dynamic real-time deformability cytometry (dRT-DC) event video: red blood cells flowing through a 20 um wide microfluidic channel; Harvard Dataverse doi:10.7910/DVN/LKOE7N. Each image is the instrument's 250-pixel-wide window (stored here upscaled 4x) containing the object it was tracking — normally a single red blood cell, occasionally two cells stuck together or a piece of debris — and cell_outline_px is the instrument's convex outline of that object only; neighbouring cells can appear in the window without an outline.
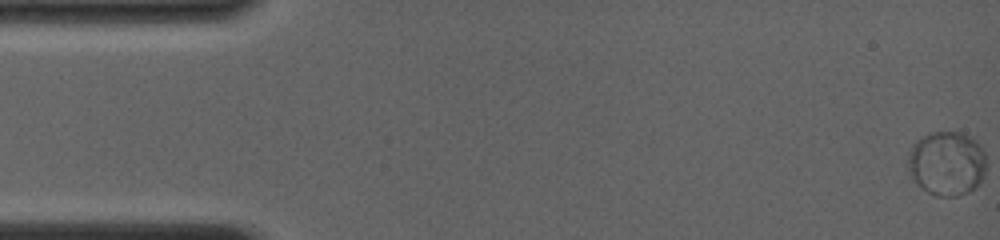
{"species": "common noctule bat (a hibernating species)", "species_latin": "Nyctalus noctula", "temperature_condition": "room temperature", "stored_images_in_passage": 28, "camera_frame_rate_fps": 4000, "um_per_image_px": 0.085, "animal": {"sex": "female", "body_mass_g": 19.0, "forearm_length_mm": 56.7}, "frame": {"image": 1, "passage_image": 1, "time_ms": 0.0, "image_size_px": [1000, 240], "cell_outline_px": [[984, 176], [980, 184], [968, 192], [960, 196], [936, 196], [920, 188], [912, 180], [908, 160], [908, 156], [912, 144], [916, 140], [928, 132], [960, 132], [968, 136], [980, 144], [984, 152]], "centroid_in_image_um": [80.46, 13.9], "position_along_channel_um": 4.5, "area_um2": 29.54}}
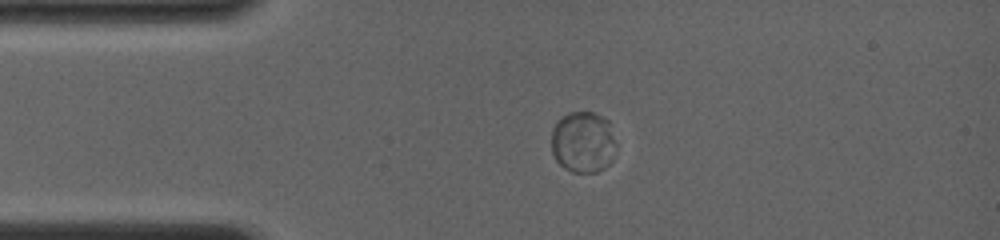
{"frame": {"image": 2, "passage_image": 15, "time_ms": 3.5, "image_size_px": [1000, 240], "cell_outline_px": [[616, 144], [612, 160], [604, 168], [596, 172], [572, 172], [564, 168], [556, 160], [552, 152], [552, 128], [556, 120], [568, 112], [592, 112], [608, 120]], "centroid_in_image_um": [49.54, 12.07], "position_along_channel_um": 35.5, "area_um2": 23.24}}
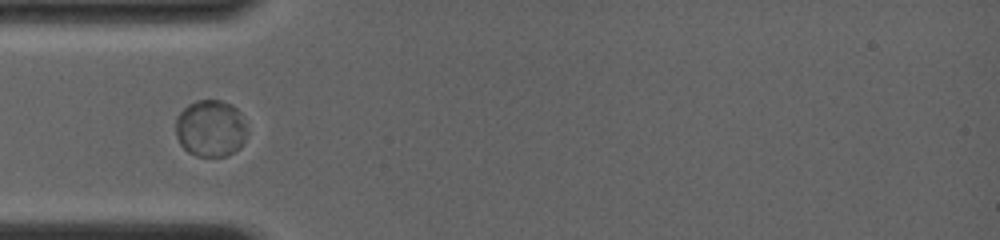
{"frame": {"image": 3, "passage_image": 27, "time_ms": 5.0, "image_size_px": [1000, 240], "cell_outline_px": [[244, 140], [228, 156], [196, 156], [188, 152], [180, 144], [176, 136], [176, 116], [188, 104], [196, 100], [220, 100], [232, 104], [236, 108], [244, 124]], "centroid_in_image_um": [17.83, 10.9], "position_along_channel_um": 67.2, "area_um2": 23.29}}